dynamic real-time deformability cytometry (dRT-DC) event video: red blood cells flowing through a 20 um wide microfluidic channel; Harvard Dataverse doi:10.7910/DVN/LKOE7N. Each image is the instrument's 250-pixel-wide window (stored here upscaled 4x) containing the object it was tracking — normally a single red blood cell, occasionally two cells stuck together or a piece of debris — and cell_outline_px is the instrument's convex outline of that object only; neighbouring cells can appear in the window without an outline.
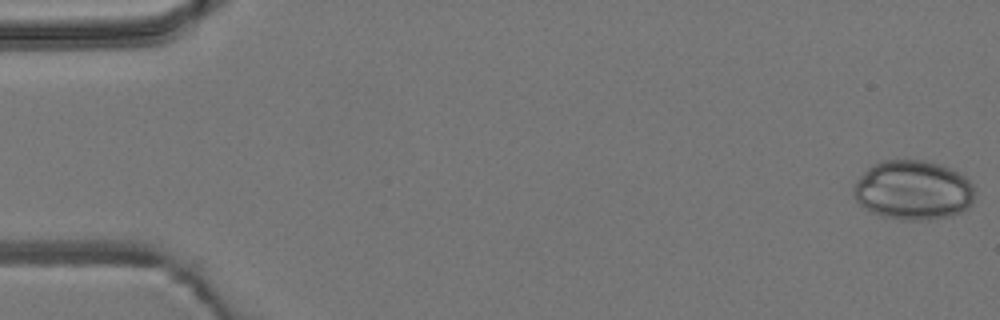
{"species": "common noctule bat (a hibernating species)", "species_latin": "Nyctalus noctula", "temperature_condition": "room temperature", "stored_images_in_passage": 5, "camera_frame_rate_fps": 3000, "um_per_image_px": 0.085, "animal": {"sex": "male", "body_mass_g": 19.2, "forearm_length_mm": 51.8}, "frame": {"image": 1, "passage_image": 1, "time_ms": 0.0, "image_size_px": [1000, 320], "cell_outline_px": [[972, 204], [968, 208], [960, 212], [948, 216], [928, 220], [904, 220], [884, 216], [872, 212], [860, 204], [856, 200], [852, 192], [852, 188], [856, 180], [872, 164], [880, 160], [924, 160], [940, 164], [960, 172], [972, 184]], "centroid_in_image_um": [77.59, 16.15], "position_along_channel_um": 7.4, "area_um2": 42.02}}